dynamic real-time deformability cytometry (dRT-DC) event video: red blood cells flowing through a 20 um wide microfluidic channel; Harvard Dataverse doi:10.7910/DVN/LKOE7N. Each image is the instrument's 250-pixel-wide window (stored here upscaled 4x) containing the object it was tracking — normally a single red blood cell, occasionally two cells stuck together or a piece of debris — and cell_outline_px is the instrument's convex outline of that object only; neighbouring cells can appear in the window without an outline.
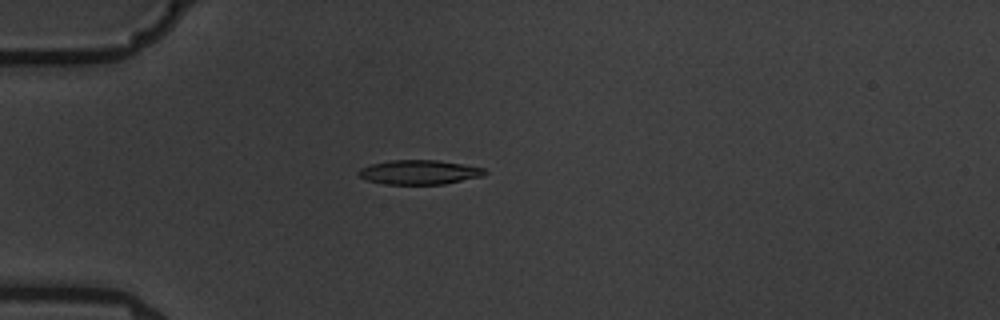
{"species": "common noctule bat (a hibernating species)", "species_latin": "Nyctalus noctula", "temperature_condition": "warm", "stored_images_in_passage": 7, "camera_frame_rate_fps": 3000, "um_per_image_px": 0.085, "animal": {"sex": "male", "body_mass_g": 19.5, "forearm_length_mm": 54.6}, "frame": {"image": 1, "passage_image": 5, "time_ms": 4.667, "image_size_px": [1000, 320], "cell_outline_px": [[488, 172], [480, 176], [444, 184], [384, 184], [368, 180], [360, 176], [356, 172], [360, 168], [372, 164], [388, 160], [436, 160], [484, 168]], "centroid_in_image_um": [35.59, 14.63], "position_along_channel_um": 49.4, "area_um2": 17.69}}
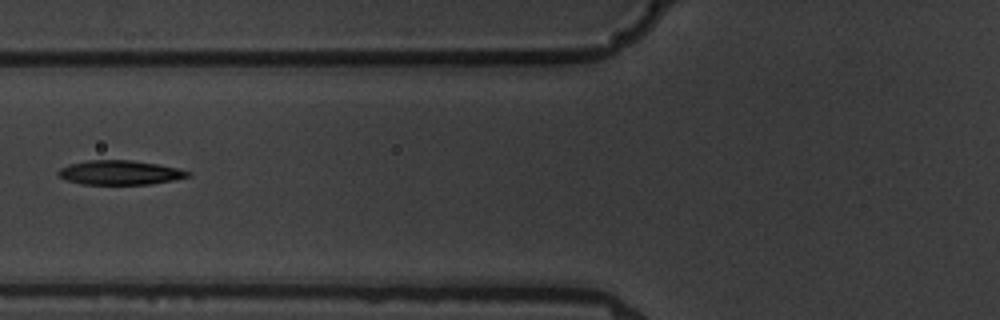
{"frame": {"image": 2, "passage_image": 7, "time_ms": 7.0, "image_size_px": [1000, 320], "cell_outline_px": [[192, 176], [176, 180], [152, 184], [80, 184], [68, 180], [60, 176], [56, 172], [60, 168], [68, 164], [88, 160], [132, 160], [156, 164], [176, 168], [192, 172]], "centroid_in_image_um": [10.22, 14.67], "position_along_channel_um": 115.6, "area_um2": 18.44}}